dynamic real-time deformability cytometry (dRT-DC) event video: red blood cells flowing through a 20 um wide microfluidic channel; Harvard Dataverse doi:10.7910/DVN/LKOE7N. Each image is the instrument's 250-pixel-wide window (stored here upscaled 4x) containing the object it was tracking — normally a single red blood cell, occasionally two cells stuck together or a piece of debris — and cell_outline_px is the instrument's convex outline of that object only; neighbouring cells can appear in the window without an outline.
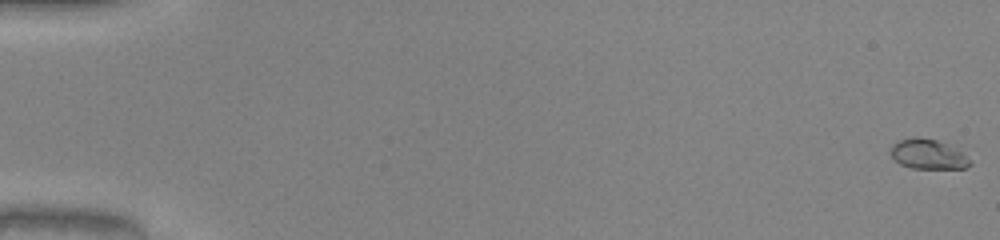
{"species": "common noctule bat (a hibernating species)", "species_latin": "Nyctalus noctula", "temperature_condition": "warm", "stored_images_in_passage": 52, "camera_frame_rate_fps": 3000, "um_per_image_px": 0.085, "animal": {"sex": "male", "body_mass_g": 20.0, "forearm_length_mm": 53.3}, "frame": {"image": 1, "passage_image": 1, "time_ms": 0.0, "image_size_px": [1000, 240], "cell_outline_px": [[972, 164], [964, 168], [912, 168], [900, 164], [892, 156], [892, 144], [900, 140], [916, 136], [936, 140], [960, 152]], "centroid_in_image_um": [78.83, 13.11], "position_along_channel_um": 6.2, "area_um2": 13.24}}
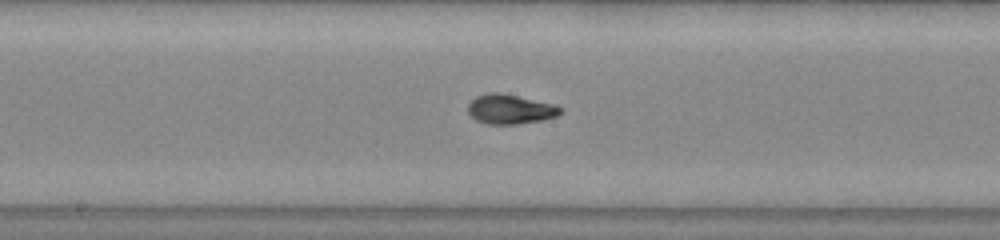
{"frame": {"image": 2, "passage_image": 29, "time_ms": 9.333, "image_size_px": [1000, 240], "cell_outline_px": [[560, 112], [556, 116], [544, 120], [516, 124], [488, 124], [476, 120], [468, 112], [468, 104], [476, 96], [488, 92], [500, 92], [556, 104], [560, 108]], "centroid_in_image_um": [43.35, 9.27], "position_along_channel_um": 204.8, "area_um2": 15.95}}
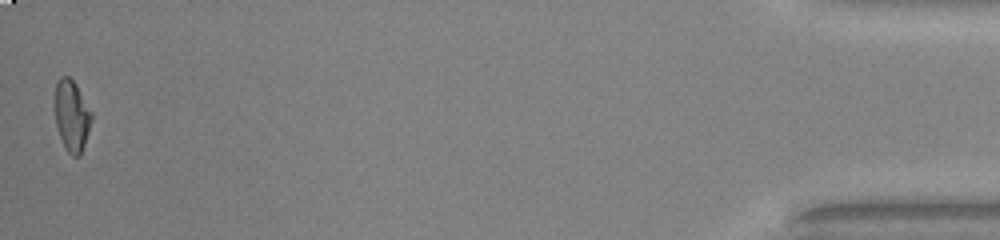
{"frame": {"image": 3, "passage_image": 52, "time_ms": 17.0, "image_size_px": [1000, 240], "cell_outline_px": [[92, 120], [80, 156], [72, 156], [68, 152], [60, 136], [56, 124], [56, 80], [60, 76], [68, 76], [76, 84], [92, 112]], "centroid_in_image_um": [6.12, 9.81], "position_along_channel_um": 429.1, "area_um2": 14.91}, "authors_computed_cell_mechanics": {"area_um2": 15.1147, "velocity_mm_per_s": 4.0852, "shape_relaxation_time_tau1_ms": 4.604, "shape_relaxation_time_tau2_ms": null, "deformation_change_tau1": 0.2132, "deformation_change_tau2": null}}